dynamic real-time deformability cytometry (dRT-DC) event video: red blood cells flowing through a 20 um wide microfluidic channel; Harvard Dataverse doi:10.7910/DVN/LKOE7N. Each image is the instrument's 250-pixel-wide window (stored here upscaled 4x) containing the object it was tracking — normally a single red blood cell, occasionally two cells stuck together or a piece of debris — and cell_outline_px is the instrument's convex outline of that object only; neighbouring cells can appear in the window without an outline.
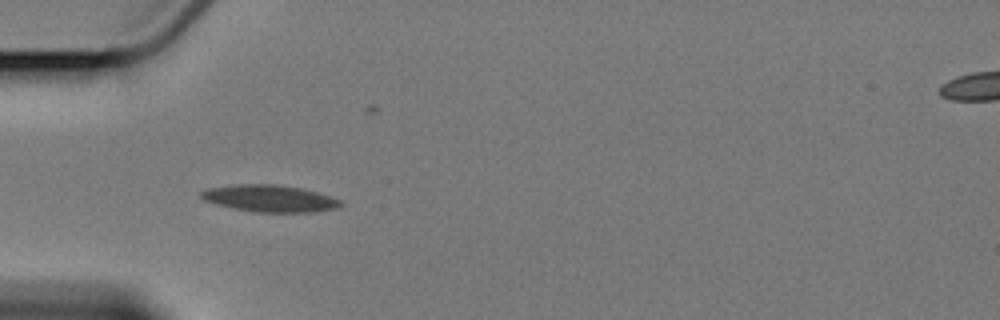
{"species": "Egyptian fruit bat (a non-hibernating species)", "species_latin": "Rousettus aegyptiacus", "temperature_condition": "cold", "stored_images_in_passage": 5, "camera_frame_rate_fps": 3000, "um_per_image_px": 0.085, "animal": {"sex": "female"}, "frame": {"image": 1, "passage_image": 4, "time_ms": 4.0, "image_size_px": [1000, 320], "cell_outline_px": [[344, 204], [336, 208], [316, 212], [256, 212], [232, 208], [216, 204], [204, 200], [200, 196], [200, 192], [208, 188], [236, 184], [276, 184], [300, 188], [316, 192], [340, 200]], "centroid_in_image_um": [22.9, 16.87], "position_along_channel_um": 62.1, "area_um2": 21.79}}
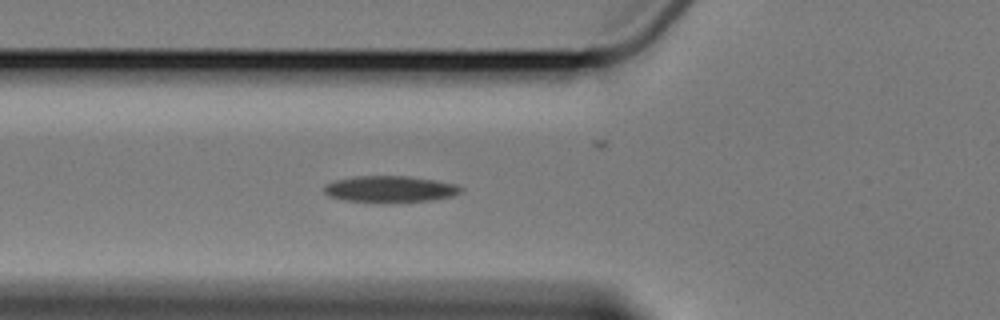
{"frame": {"image": 2, "passage_image": 5, "time_ms": 5.0, "image_size_px": [1000, 320], "cell_outline_px": [[464, 188], [460, 192], [452, 196], [432, 200], [388, 204], [380, 204], [344, 200], [328, 196], [324, 192], [324, 184], [332, 180], [356, 176], [408, 176], [456, 184]], "centroid_in_image_um": [33.09, 16.1], "position_along_channel_um": 92.7, "area_um2": 21.68}}